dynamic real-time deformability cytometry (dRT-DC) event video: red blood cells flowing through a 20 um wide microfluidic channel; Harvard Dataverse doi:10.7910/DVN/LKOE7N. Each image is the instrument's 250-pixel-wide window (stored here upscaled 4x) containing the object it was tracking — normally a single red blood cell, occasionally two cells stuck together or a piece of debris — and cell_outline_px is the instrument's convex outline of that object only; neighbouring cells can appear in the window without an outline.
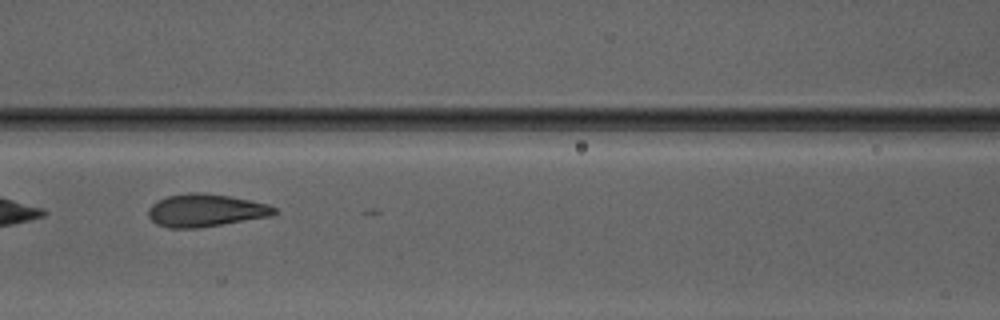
{"species": "Egyptian fruit bat (a non-hibernating species)", "species_latin": "Rousettus aegyptiacus", "temperature_condition": "warm", "stored_images_in_passage": 16, "camera_frame_rate_fps": 3000, "um_per_image_px": 0.085, "animal": {"sex": "male"}, "frame": {"image": 1, "passage_image": 7, "time_ms": 2.0, "image_size_px": [1000, 320], "cell_outline_px": [[276, 212], [272, 216], [200, 228], [168, 228], [156, 224], [148, 216], [148, 208], [152, 204], [168, 196], [188, 192], [200, 192], [228, 196], [268, 204], [276, 208]], "centroid_in_image_um": [17.46, 17.89], "position_along_channel_um": 149.1, "area_um2": 23.99}}
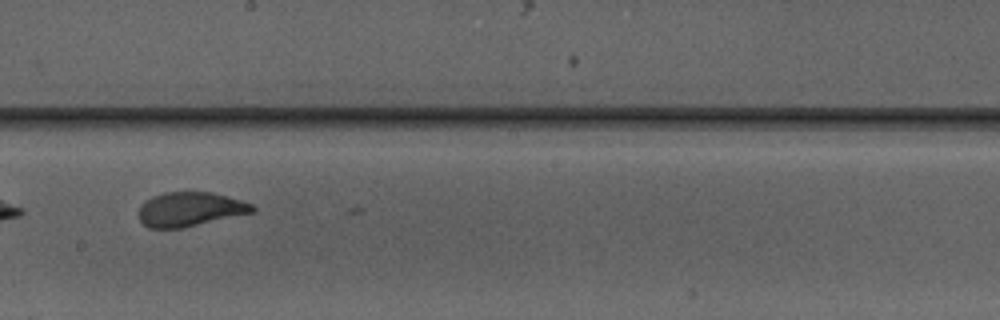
{"frame": {"image": 2, "passage_image": 13, "time_ms": 4.0, "image_size_px": [1000, 320], "cell_outline_px": [[256, 212], [184, 228], [148, 228], [140, 220], [140, 204], [144, 200], [152, 196], [164, 192], [212, 192], [240, 200], [252, 204], [256, 208]], "centroid_in_image_um": [16.17, 17.79], "position_along_channel_um": 232.0, "area_um2": 22.89}}